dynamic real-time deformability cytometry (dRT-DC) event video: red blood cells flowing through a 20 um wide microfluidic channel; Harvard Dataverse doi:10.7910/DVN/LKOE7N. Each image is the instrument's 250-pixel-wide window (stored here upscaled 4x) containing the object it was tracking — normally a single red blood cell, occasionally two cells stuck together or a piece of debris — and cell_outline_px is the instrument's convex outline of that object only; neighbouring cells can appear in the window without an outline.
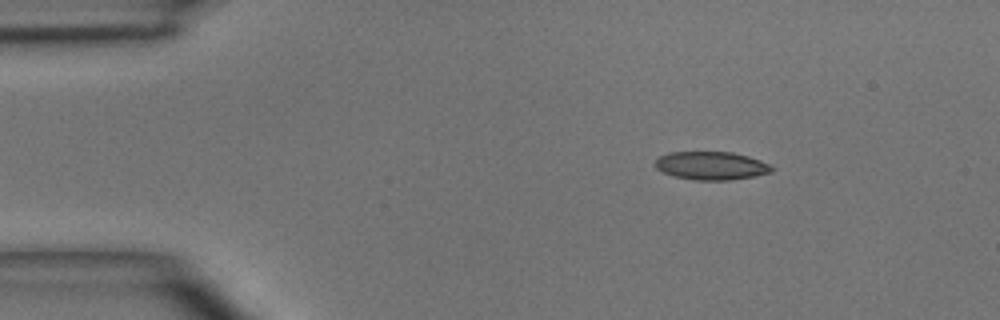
{"species": "common noctule bat (a hibernating species)", "species_latin": "Nyctalus noctula", "temperature_condition": "room temperature", "stored_images_in_passage": 2, "camera_frame_rate_fps": 3000, "um_per_image_px": 0.085, "animal": {"sex": "male", "body_mass_g": 15.6}, "frame": {"image": 1, "passage_image": 1, "time_ms": 0.0, "image_size_px": [1000, 320], "cell_outline_px": [[776, 168], [772, 172], [756, 176], [732, 180], [696, 180], [676, 176], [664, 172], [656, 168], [652, 164], [660, 156], [668, 152], [732, 152], [748, 156], [760, 160]], "centroid_in_image_um": [60.48, 14.08], "position_along_channel_um": 24.5, "area_um2": 19.25}}